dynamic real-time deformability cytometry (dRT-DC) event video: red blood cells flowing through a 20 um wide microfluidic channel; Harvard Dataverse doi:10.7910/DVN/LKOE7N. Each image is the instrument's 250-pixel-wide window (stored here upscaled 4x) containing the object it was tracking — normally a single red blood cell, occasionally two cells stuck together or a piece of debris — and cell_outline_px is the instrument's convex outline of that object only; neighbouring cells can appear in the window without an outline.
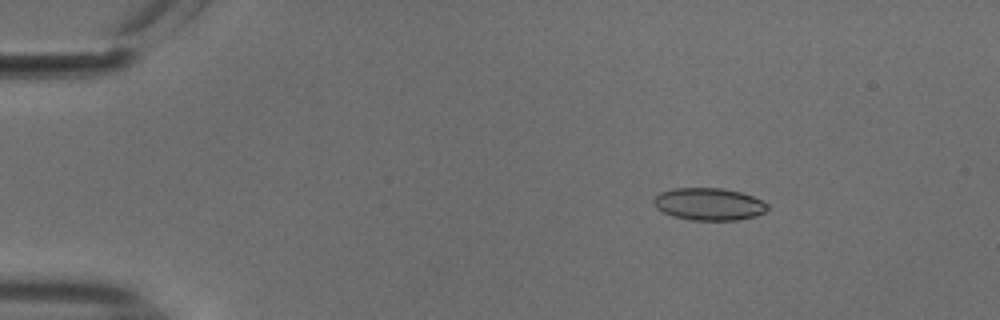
{"species": "common noctule bat (a hibernating species)", "species_latin": "Nyctalus noctula", "temperature_condition": "cold", "stored_images_in_passage": 47, "camera_frame_rate_fps": 3000, "um_per_image_px": 0.085, "animal": {"sex": "male", "body_mass_g": 18.8}, "frame": {"image": 1, "passage_image": 1, "time_ms": 0.0, "image_size_px": [1000, 320], "cell_outline_px": [[768, 208], [764, 212], [756, 216], [736, 220], [692, 220], [672, 216], [656, 208], [652, 204], [652, 200], [660, 192], [672, 188], [724, 188], [740, 192], [752, 196], [768, 204]], "centroid_in_image_um": [60.22, 17.34], "position_along_channel_um": 24.8, "area_um2": 21.5}}
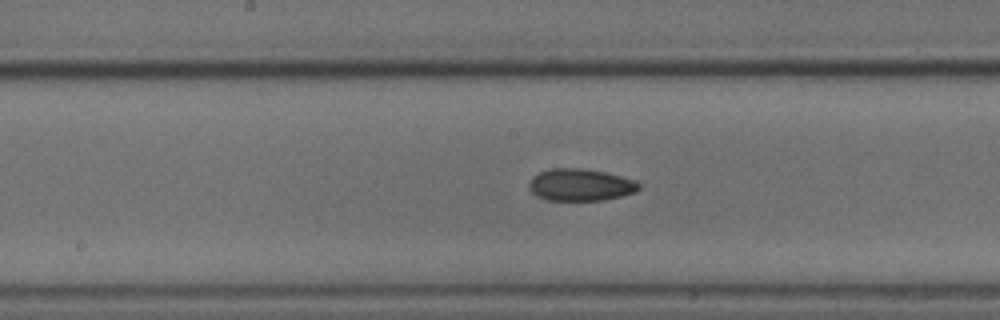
{"frame": {"image": 2, "passage_image": 21, "time_ms": 6.667, "image_size_px": [1000, 320], "cell_outline_px": [[640, 188], [636, 192], [604, 200], [548, 200], [536, 196], [528, 188], [528, 184], [532, 176], [540, 172], [552, 168], [584, 168], [604, 172], [636, 180], [640, 184]], "centroid_in_image_um": [49.32, 15.71], "position_along_channel_um": 198.9, "area_um2": 20.63}}
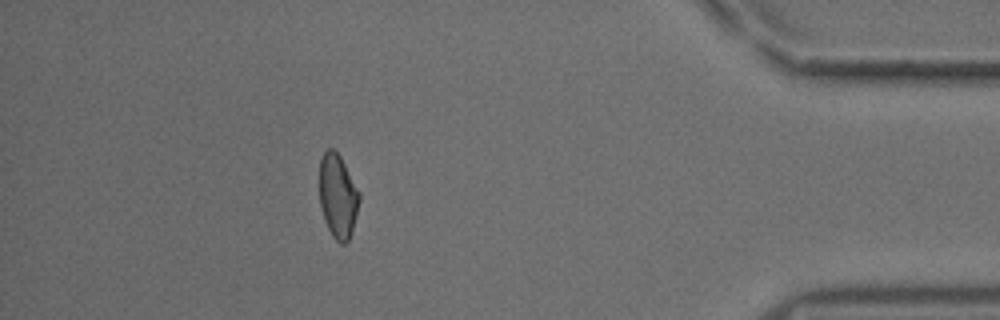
{"frame": {"image": 3, "passage_image": 41, "time_ms": 13.333, "image_size_px": [1000, 320], "cell_outline_px": [[360, 200], [352, 232], [348, 240], [344, 244], [340, 244], [332, 236], [324, 220], [320, 204], [320, 156], [328, 148], [332, 148], [340, 156], [360, 192]], "centroid_in_image_um": [28.72, 16.67], "position_along_channel_um": 406.5, "area_um2": 19.54}}